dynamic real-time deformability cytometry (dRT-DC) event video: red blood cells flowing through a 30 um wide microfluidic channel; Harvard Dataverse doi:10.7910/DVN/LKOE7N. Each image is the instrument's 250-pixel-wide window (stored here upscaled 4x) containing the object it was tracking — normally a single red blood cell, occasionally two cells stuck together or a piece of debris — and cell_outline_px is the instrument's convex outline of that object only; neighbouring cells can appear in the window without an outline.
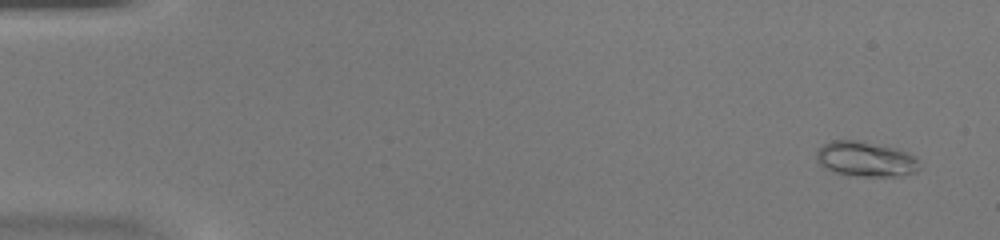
{"species": "common noctule bat (a hibernating species)", "species_latin": "Nyctalus noctula", "temperature_condition": "warm", "stored_images_in_passage": 30, "camera_frame_rate_fps": 3000, "um_per_image_px": 0.085, "animal": {"sex": "female", "body_mass_g": 20.0, "forearm_length_mm": 54.0}, "frame": {"image": 1, "passage_image": 3, "time_ms": 0.667, "image_size_px": [1000, 240], "cell_outline_px": [[920, 168], [916, 172], [900, 176], [856, 176], [832, 172], [824, 168], [816, 160], [816, 148], [832, 140], [856, 140], [892, 148], [916, 156], [920, 160]], "centroid_in_image_um": [73.56, 13.54], "position_along_channel_um": 11.4, "area_um2": 21.15}}
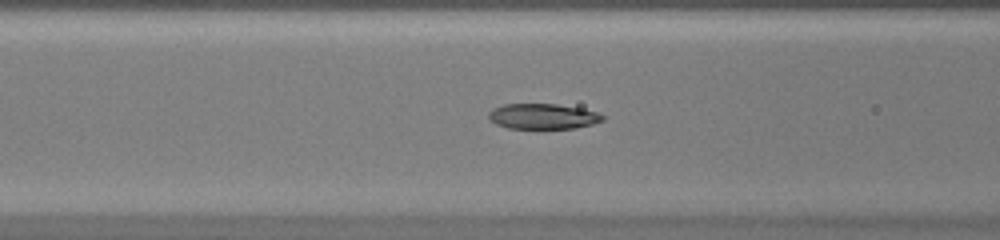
{"frame": {"image": 2, "passage_image": 20, "time_ms": 6.333, "image_size_px": [1000, 240], "cell_outline_px": [[604, 120], [592, 124], [576, 128], [508, 128], [496, 124], [488, 116], [488, 112], [492, 108], [504, 104], [556, 104], [580, 108], [596, 112], [604, 116]], "centroid_in_image_um": [46.13, 9.88], "position_along_channel_um": 120.5, "area_um2": 16.76}}
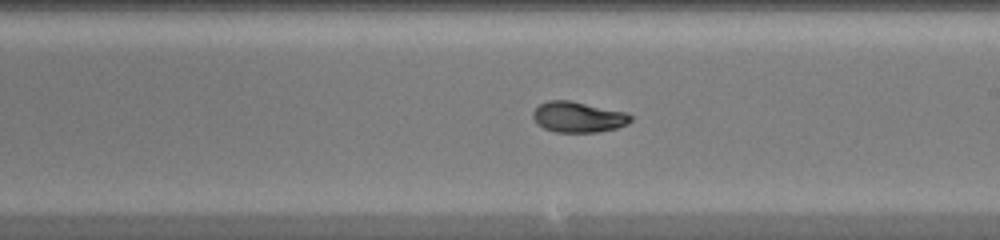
{"frame": {"image": 3, "passage_image": 28, "time_ms": 9.0, "image_size_px": [1000, 240], "cell_outline_px": [[632, 120], [628, 124], [616, 128], [596, 132], [556, 132], [544, 128], [532, 116], [532, 112], [540, 104], [548, 100], [568, 100], [628, 112], [632, 116]], "centroid_in_image_um": [49.18, 9.94], "position_along_channel_um": 239.8, "area_um2": 17.4}}